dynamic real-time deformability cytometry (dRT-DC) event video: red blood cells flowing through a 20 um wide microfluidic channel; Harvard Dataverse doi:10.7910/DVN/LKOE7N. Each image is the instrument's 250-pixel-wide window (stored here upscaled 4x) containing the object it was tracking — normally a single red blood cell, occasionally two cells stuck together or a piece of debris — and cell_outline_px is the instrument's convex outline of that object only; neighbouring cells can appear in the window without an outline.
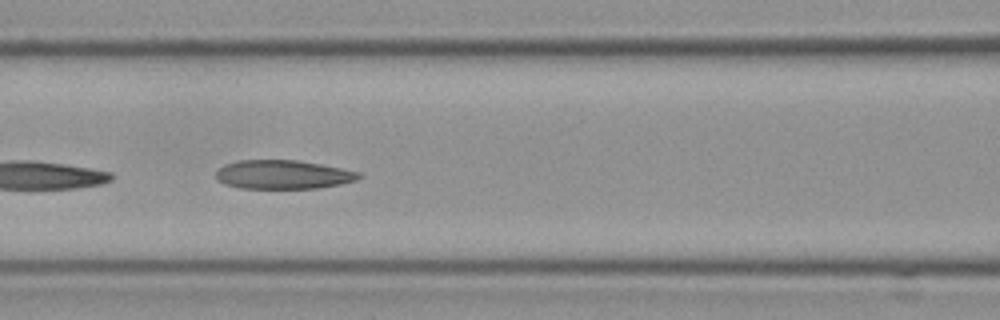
{"species": "Egyptian fruit bat (a non-hibernating species)", "species_latin": "Rousettus aegyptiacus", "temperature_condition": "cold", "stored_images_in_passage": 8, "camera_frame_rate_fps": 3000, "um_per_image_px": 0.085, "frame": {"image": 1, "passage_image": 4, "time_ms": 1.0, "image_size_px": [1000, 320], "cell_outline_px": [[360, 176], [356, 180], [340, 184], [316, 188], [240, 188], [224, 184], [216, 180], [216, 172], [224, 164], [240, 160], [296, 160], [320, 164], [360, 172]], "centroid_in_image_um": [24.01, 14.84], "position_along_channel_um": 142.6, "area_um2": 23.87}}
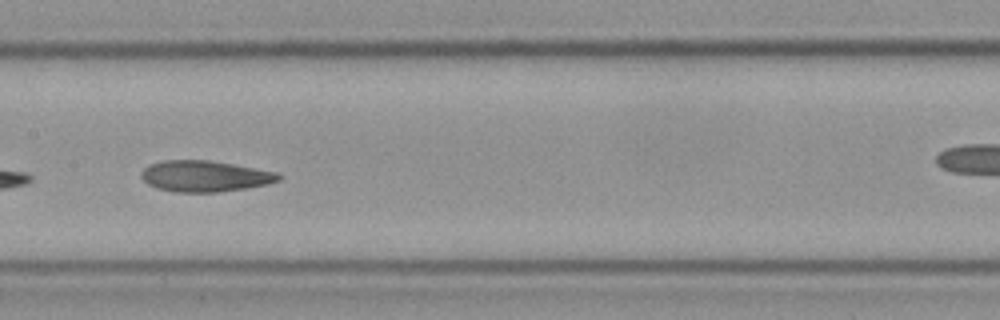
{"frame": {"image": 2, "passage_image": 5, "time_ms": 1.333, "image_size_px": [1000, 320], "cell_outline_px": [[284, 176], [280, 180], [268, 184], [244, 188], [216, 192], [176, 192], [156, 188], [148, 184], [140, 176], [144, 168], [148, 164], [164, 160], [208, 160], [232, 164], [276, 172]], "centroid_in_image_um": [17.4, 14.97], "position_along_channel_um": 190.0, "area_um2": 24.8}}
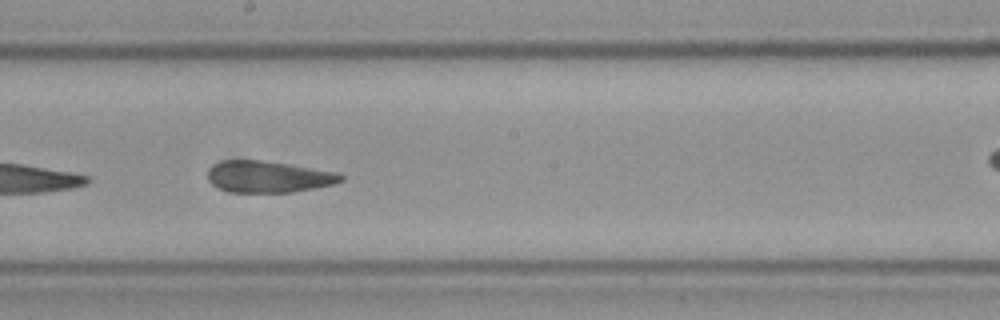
{"frame": {"image": 3, "passage_image": 6, "time_ms": 1.667, "image_size_px": [1000, 320], "cell_outline_px": [[344, 180], [332, 184], [316, 188], [292, 192], [232, 192], [220, 188], [212, 184], [208, 180], [208, 168], [212, 164], [224, 160], [260, 160], [288, 164], [340, 172], [344, 176]], "centroid_in_image_um": [22.83, 15.01], "position_along_channel_um": 225.4, "area_um2": 24.57}}